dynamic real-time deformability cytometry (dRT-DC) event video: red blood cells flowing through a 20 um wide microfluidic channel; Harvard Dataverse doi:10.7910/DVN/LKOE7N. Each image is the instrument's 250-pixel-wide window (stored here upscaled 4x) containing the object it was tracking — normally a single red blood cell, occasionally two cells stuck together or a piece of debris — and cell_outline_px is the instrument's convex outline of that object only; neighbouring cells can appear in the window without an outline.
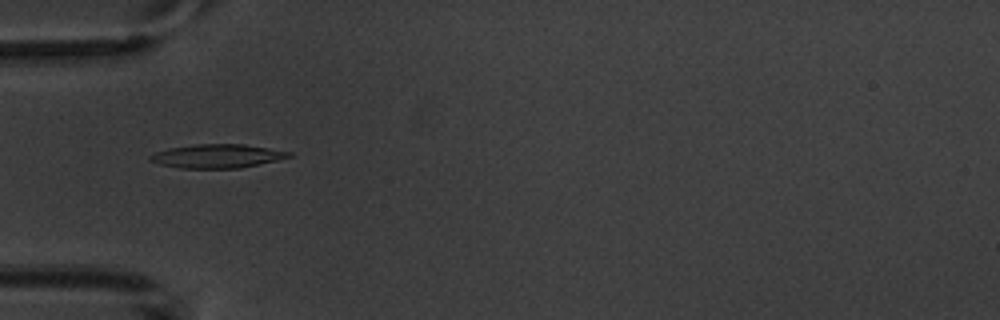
{"species": "common noctule bat (a hibernating species)", "species_latin": "Nyctalus noctula", "temperature_condition": "warm", "stored_images_in_passage": 3, "camera_frame_rate_fps": 3000, "um_per_image_px": 0.085, "animal": {"sex": "male", "body_mass_g": 20.1, "forearm_length_mm": 53.5}, "frame": {"image": 1, "passage_image": 1, "time_ms": 0.0, "image_size_px": [1000, 320], "cell_outline_px": [[292, 156], [276, 160], [240, 168], [180, 168], [160, 164], [148, 160], [148, 156], [156, 152], [168, 148], [196, 144], [244, 144], [292, 152]], "centroid_in_image_um": [18.43, 13.26], "position_along_channel_um": 66.6, "area_um2": 19.07}}
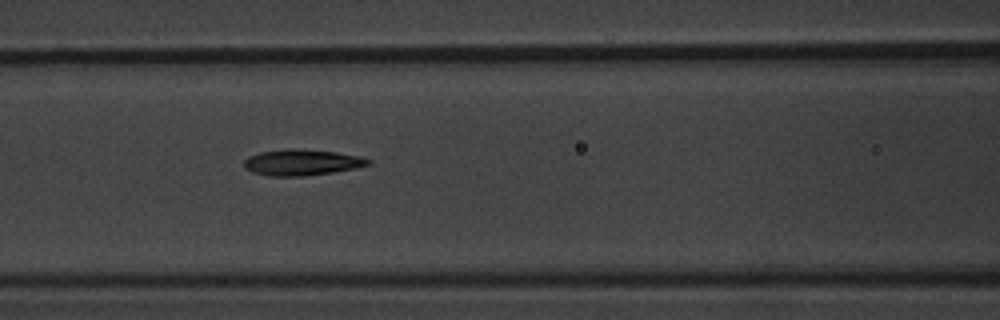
{"frame": {"image": 2, "passage_image": 3, "time_ms": 2.0, "image_size_px": [1000, 320], "cell_outline_px": [[372, 164], [356, 168], [332, 172], [304, 176], [268, 176], [252, 172], [244, 168], [244, 160], [248, 156], [260, 152], [288, 148], [296, 148], [336, 152], [360, 156], [372, 160]], "centroid_in_image_um": [25.65, 13.8], "position_along_channel_um": 140.9, "area_um2": 19.02}}